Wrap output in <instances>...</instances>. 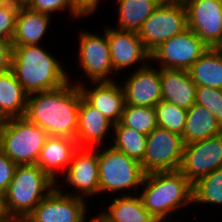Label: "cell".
Returning a JSON list of instances; mask_svg holds the SVG:
<instances>
[{"instance_id": "d590c367", "label": "cell", "mask_w": 222, "mask_h": 222, "mask_svg": "<svg viewBox=\"0 0 222 222\" xmlns=\"http://www.w3.org/2000/svg\"><path fill=\"white\" fill-rule=\"evenodd\" d=\"M74 5L85 15L94 13L100 5L101 0H72Z\"/></svg>"}, {"instance_id": "8fae6325", "label": "cell", "mask_w": 222, "mask_h": 222, "mask_svg": "<svg viewBox=\"0 0 222 222\" xmlns=\"http://www.w3.org/2000/svg\"><path fill=\"white\" fill-rule=\"evenodd\" d=\"M222 167V133L184 144L179 171L192 183Z\"/></svg>"}, {"instance_id": "83f0119b", "label": "cell", "mask_w": 222, "mask_h": 222, "mask_svg": "<svg viewBox=\"0 0 222 222\" xmlns=\"http://www.w3.org/2000/svg\"><path fill=\"white\" fill-rule=\"evenodd\" d=\"M222 205V167L193 184V204Z\"/></svg>"}, {"instance_id": "e575fe53", "label": "cell", "mask_w": 222, "mask_h": 222, "mask_svg": "<svg viewBox=\"0 0 222 222\" xmlns=\"http://www.w3.org/2000/svg\"><path fill=\"white\" fill-rule=\"evenodd\" d=\"M12 54V45L6 39H0V70L9 68Z\"/></svg>"}, {"instance_id": "2e32d148", "label": "cell", "mask_w": 222, "mask_h": 222, "mask_svg": "<svg viewBox=\"0 0 222 222\" xmlns=\"http://www.w3.org/2000/svg\"><path fill=\"white\" fill-rule=\"evenodd\" d=\"M107 39L114 72L118 73L128 66L131 68L136 63L144 65L145 60L150 61V53L144 47L138 32L108 27Z\"/></svg>"}, {"instance_id": "1f68e13d", "label": "cell", "mask_w": 222, "mask_h": 222, "mask_svg": "<svg viewBox=\"0 0 222 222\" xmlns=\"http://www.w3.org/2000/svg\"><path fill=\"white\" fill-rule=\"evenodd\" d=\"M27 8L51 15L53 12H64L68 10L75 19L85 17V15L74 5L72 0H30ZM68 8V9H67Z\"/></svg>"}, {"instance_id": "f35d334b", "label": "cell", "mask_w": 222, "mask_h": 222, "mask_svg": "<svg viewBox=\"0 0 222 222\" xmlns=\"http://www.w3.org/2000/svg\"><path fill=\"white\" fill-rule=\"evenodd\" d=\"M8 222H29L26 218H8Z\"/></svg>"}, {"instance_id": "8992f818", "label": "cell", "mask_w": 222, "mask_h": 222, "mask_svg": "<svg viewBox=\"0 0 222 222\" xmlns=\"http://www.w3.org/2000/svg\"><path fill=\"white\" fill-rule=\"evenodd\" d=\"M101 148L103 146L97 147L99 194L117 191L124 196L130 195L124 193L127 190L134 189V193L137 187L141 188L145 176L141 163L111 145L108 148L105 146L103 150Z\"/></svg>"}, {"instance_id": "ee69618b", "label": "cell", "mask_w": 222, "mask_h": 222, "mask_svg": "<svg viewBox=\"0 0 222 222\" xmlns=\"http://www.w3.org/2000/svg\"><path fill=\"white\" fill-rule=\"evenodd\" d=\"M161 1H183V0H161Z\"/></svg>"}, {"instance_id": "4dcf8cb0", "label": "cell", "mask_w": 222, "mask_h": 222, "mask_svg": "<svg viewBox=\"0 0 222 222\" xmlns=\"http://www.w3.org/2000/svg\"><path fill=\"white\" fill-rule=\"evenodd\" d=\"M195 103L207 108L222 126V89L197 86Z\"/></svg>"}, {"instance_id": "d4e9b609", "label": "cell", "mask_w": 222, "mask_h": 222, "mask_svg": "<svg viewBox=\"0 0 222 222\" xmlns=\"http://www.w3.org/2000/svg\"><path fill=\"white\" fill-rule=\"evenodd\" d=\"M188 72L197 86L222 89V50L209 48Z\"/></svg>"}, {"instance_id": "7402d4cb", "label": "cell", "mask_w": 222, "mask_h": 222, "mask_svg": "<svg viewBox=\"0 0 222 222\" xmlns=\"http://www.w3.org/2000/svg\"><path fill=\"white\" fill-rule=\"evenodd\" d=\"M28 94L10 68L0 70V121L23 117Z\"/></svg>"}, {"instance_id": "ba28073f", "label": "cell", "mask_w": 222, "mask_h": 222, "mask_svg": "<svg viewBox=\"0 0 222 222\" xmlns=\"http://www.w3.org/2000/svg\"><path fill=\"white\" fill-rule=\"evenodd\" d=\"M182 136L156 127L147 134L141 166L145 174L179 170L183 157Z\"/></svg>"}, {"instance_id": "ab89813d", "label": "cell", "mask_w": 222, "mask_h": 222, "mask_svg": "<svg viewBox=\"0 0 222 222\" xmlns=\"http://www.w3.org/2000/svg\"><path fill=\"white\" fill-rule=\"evenodd\" d=\"M8 2H9V0H0V8H2Z\"/></svg>"}, {"instance_id": "30bf717a", "label": "cell", "mask_w": 222, "mask_h": 222, "mask_svg": "<svg viewBox=\"0 0 222 222\" xmlns=\"http://www.w3.org/2000/svg\"><path fill=\"white\" fill-rule=\"evenodd\" d=\"M58 183L26 217L29 222H87L85 199L63 193L65 190H60Z\"/></svg>"}, {"instance_id": "8d00e7d4", "label": "cell", "mask_w": 222, "mask_h": 222, "mask_svg": "<svg viewBox=\"0 0 222 222\" xmlns=\"http://www.w3.org/2000/svg\"><path fill=\"white\" fill-rule=\"evenodd\" d=\"M10 2H13L19 6H26L30 0H9Z\"/></svg>"}, {"instance_id": "cb8c5ba5", "label": "cell", "mask_w": 222, "mask_h": 222, "mask_svg": "<svg viewBox=\"0 0 222 222\" xmlns=\"http://www.w3.org/2000/svg\"><path fill=\"white\" fill-rule=\"evenodd\" d=\"M222 133L216 117L204 106L195 103L187 109L182 139L184 144L207 139Z\"/></svg>"}, {"instance_id": "9a60e30c", "label": "cell", "mask_w": 222, "mask_h": 222, "mask_svg": "<svg viewBox=\"0 0 222 222\" xmlns=\"http://www.w3.org/2000/svg\"><path fill=\"white\" fill-rule=\"evenodd\" d=\"M149 62L139 65L133 74L122 83L125 104L140 107H155L162 100L160 68ZM140 67V68H139ZM154 67V68H153Z\"/></svg>"}, {"instance_id": "5b68a950", "label": "cell", "mask_w": 222, "mask_h": 222, "mask_svg": "<svg viewBox=\"0 0 222 222\" xmlns=\"http://www.w3.org/2000/svg\"><path fill=\"white\" fill-rule=\"evenodd\" d=\"M48 133L25 116L1 121L0 150L17 165L36 164Z\"/></svg>"}, {"instance_id": "ffe728a7", "label": "cell", "mask_w": 222, "mask_h": 222, "mask_svg": "<svg viewBox=\"0 0 222 222\" xmlns=\"http://www.w3.org/2000/svg\"><path fill=\"white\" fill-rule=\"evenodd\" d=\"M162 100L184 109L195 104L197 85L188 70L160 68Z\"/></svg>"}, {"instance_id": "9c48e42d", "label": "cell", "mask_w": 222, "mask_h": 222, "mask_svg": "<svg viewBox=\"0 0 222 222\" xmlns=\"http://www.w3.org/2000/svg\"><path fill=\"white\" fill-rule=\"evenodd\" d=\"M208 49L201 38L188 28L155 48L150 53V60H157L159 68L188 70Z\"/></svg>"}, {"instance_id": "4316f807", "label": "cell", "mask_w": 222, "mask_h": 222, "mask_svg": "<svg viewBox=\"0 0 222 222\" xmlns=\"http://www.w3.org/2000/svg\"><path fill=\"white\" fill-rule=\"evenodd\" d=\"M111 131L114 134L111 137L113 141L111 146L141 163L145 154L147 135L129 128L121 122L113 124Z\"/></svg>"}, {"instance_id": "836d02e7", "label": "cell", "mask_w": 222, "mask_h": 222, "mask_svg": "<svg viewBox=\"0 0 222 222\" xmlns=\"http://www.w3.org/2000/svg\"><path fill=\"white\" fill-rule=\"evenodd\" d=\"M17 164L10 160L1 150H0V194L7 190L8 185L13 179L15 169Z\"/></svg>"}, {"instance_id": "f1b7e54d", "label": "cell", "mask_w": 222, "mask_h": 222, "mask_svg": "<svg viewBox=\"0 0 222 222\" xmlns=\"http://www.w3.org/2000/svg\"><path fill=\"white\" fill-rule=\"evenodd\" d=\"M120 122L146 135L158 127L155 107L125 104Z\"/></svg>"}, {"instance_id": "7c38bea8", "label": "cell", "mask_w": 222, "mask_h": 222, "mask_svg": "<svg viewBox=\"0 0 222 222\" xmlns=\"http://www.w3.org/2000/svg\"><path fill=\"white\" fill-rule=\"evenodd\" d=\"M79 67H82L85 77L92 82L113 81L114 73L108 39L107 27L104 35L81 31L79 35Z\"/></svg>"}, {"instance_id": "52a82bcc", "label": "cell", "mask_w": 222, "mask_h": 222, "mask_svg": "<svg viewBox=\"0 0 222 222\" xmlns=\"http://www.w3.org/2000/svg\"><path fill=\"white\" fill-rule=\"evenodd\" d=\"M188 29L183 1H162L138 31L146 50L151 53L160 44Z\"/></svg>"}, {"instance_id": "74e56055", "label": "cell", "mask_w": 222, "mask_h": 222, "mask_svg": "<svg viewBox=\"0 0 222 222\" xmlns=\"http://www.w3.org/2000/svg\"><path fill=\"white\" fill-rule=\"evenodd\" d=\"M6 216H5V213H4V210H3V204H2V195L0 194V221L5 219Z\"/></svg>"}, {"instance_id": "d6986e66", "label": "cell", "mask_w": 222, "mask_h": 222, "mask_svg": "<svg viewBox=\"0 0 222 222\" xmlns=\"http://www.w3.org/2000/svg\"><path fill=\"white\" fill-rule=\"evenodd\" d=\"M78 148L76 139L49 136L40 151L36 164L54 182H58L57 173L61 169L62 171L68 169L73 154Z\"/></svg>"}, {"instance_id": "4fadbf2b", "label": "cell", "mask_w": 222, "mask_h": 222, "mask_svg": "<svg viewBox=\"0 0 222 222\" xmlns=\"http://www.w3.org/2000/svg\"><path fill=\"white\" fill-rule=\"evenodd\" d=\"M188 28L209 48L222 44V0H183Z\"/></svg>"}, {"instance_id": "d6a6232c", "label": "cell", "mask_w": 222, "mask_h": 222, "mask_svg": "<svg viewBox=\"0 0 222 222\" xmlns=\"http://www.w3.org/2000/svg\"><path fill=\"white\" fill-rule=\"evenodd\" d=\"M19 7V5L9 1L0 8V39L12 42Z\"/></svg>"}, {"instance_id": "7a4b0ae2", "label": "cell", "mask_w": 222, "mask_h": 222, "mask_svg": "<svg viewBox=\"0 0 222 222\" xmlns=\"http://www.w3.org/2000/svg\"><path fill=\"white\" fill-rule=\"evenodd\" d=\"M9 68L28 95L57 89L70 81L61 61L40 45L12 46Z\"/></svg>"}, {"instance_id": "e0dca14e", "label": "cell", "mask_w": 222, "mask_h": 222, "mask_svg": "<svg viewBox=\"0 0 222 222\" xmlns=\"http://www.w3.org/2000/svg\"><path fill=\"white\" fill-rule=\"evenodd\" d=\"M76 82L83 98L113 124L120 122L125 105L124 91L120 83L113 81L93 82L95 88H87ZM120 84V85H119Z\"/></svg>"}, {"instance_id": "6da1fadb", "label": "cell", "mask_w": 222, "mask_h": 222, "mask_svg": "<svg viewBox=\"0 0 222 222\" xmlns=\"http://www.w3.org/2000/svg\"><path fill=\"white\" fill-rule=\"evenodd\" d=\"M71 82L57 89L28 95L24 116L43 128L49 136L76 139L83 96L79 86Z\"/></svg>"}, {"instance_id": "484cf974", "label": "cell", "mask_w": 222, "mask_h": 222, "mask_svg": "<svg viewBox=\"0 0 222 222\" xmlns=\"http://www.w3.org/2000/svg\"><path fill=\"white\" fill-rule=\"evenodd\" d=\"M161 0H117V30L138 32Z\"/></svg>"}, {"instance_id": "3957f363", "label": "cell", "mask_w": 222, "mask_h": 222, "mask_svg": "<svg viewBox=\"0 0 222 222\" xmlns=\"http://www.w3.org/2000/svg\"><path fill=\"white\" fill-rule=\"evenodd\" d=\"M141 187L144 208L158 222L193 203V184L179 170L145 174Z\"/></svg>"}, {"instance_id": "b9f144b4", "label": "cell", "mask_w": 222, "mask_h": 222, "mask_svg": "<svg viewBox=\"0 0 222 222\" xmlns=\"http://www.w3.org/2000/svg\"><path fill=\"white\" fill-rule=\"evenodd\" d=\"M160 222H173V220L169 219V220H163V221H160ZM176 222V221H174Z\"/></svg>"}, {"instance_id": "277c9868", "label": "cell", "mask_w": 222, "mask_h": 222, "mask_svg": "<svg viewBox=\"0 0 222 222\" xmlns=\"http://www.w3.org/2000/svg\"><path fill=\"white\" fill-rule=\"evenodd\" d=\"M55 188V182L37 164L17 165L2 204L7 218H26Z\"/></svg>"}, {"instance_id": "5bb4252c", "label": "cell", "mask_w": 222, "mask_h": 222, "mask_svg": "<svg viewBox=\"0 0 222 222\" xmlns=\"http://www.w3.org/2000/svg\"><path fill=\"white\" fill-rule=\"evenodd\" d=\"M63 177L65 183L75 190L72 196L87 199L99 194L97 147H79Z\"/></svg>"}, {"instance_id": "ac0fdd59", "label": "cell", "mask_w": 222, "mask_h": 222, "mask_svg": "<svg viewBox=\"0 0 222 222\" xmlns=\"http://www.w3.org/2000/svg\"><path fill=\"white\" fill-rule=\"evenodd\" d=\"M110 129H113V123L82 97L76 135L78 147L95 148L104 146V138H106Z\"/></svg>"}, {"instance_id": "44dd1931", "label": "cell", "mask_w": 222, "mask_h": 222, "mask_svg": "<svg viewBox=\"0 0 222 222\" xmlns=\"http://www.w3.org/2000/svg\"><path fill=\"white\" fill-rule=\"evenodd\" d=\"M51 18L49 14L20 6L16 15L15 31L11 45H40L50 26Z\"/></svg>"}, {"instance_id": "f546056e", "label": "cell", "mask_w": 222, "mask_h": 222, "mask_svg": "<svg viewBox=\"0 0 222 222\" xmlns=\"http://www.w3.org/2000/svg\"><path fill=\"white\" fill-rule=\"evenodd\" d=\"M158 127L183 135L187 117V109L161 100L156 106Z\"/></svg>"}, {"instance_id": "60d3db41", "label": "cell", "mask_w": 222, "mask_h": 222, "mask_svg": "<svg viewBox=\"0 0 222 222\" xmlns=\"http://www.w3.org/2000/svg\"><path fill=\"white\" fill-rule=\"evenodd\" d=\"M92 219H90L91 221L90 222H100L98 219H96L95 218V216L94 217H91Z\"/></svg>"}, {"instance_id": "7bdbcfd3", "label": "cell", "mask_w": 222, "mask_h": 222, "mask_svg": "<svg viewBox=\"0 0 222 222\" xmlns=\"http://www.w3.org/2000/svg\"><path fill=\"white\" fill-rule=\"evenodd\" d=\"M0 222H8V218L6 217L5 219L1 220Z\"/></svg>"}, {"instance_id": "603a6c76", "label": "cell", "mask_w": 222, "mask_h": 222, "mask_svg": "<svg viewBox=\"0 0 222 222\" xmlns=\"http://www.w3.org/2000/svg\"><path fill=\"white\" fill-rule=\"evenodd\" d=\"M113 198L107 209H103L95 217L100 222H158L156 218L144 208L140 195H120Z\"/></svg>"}]
</instances>
